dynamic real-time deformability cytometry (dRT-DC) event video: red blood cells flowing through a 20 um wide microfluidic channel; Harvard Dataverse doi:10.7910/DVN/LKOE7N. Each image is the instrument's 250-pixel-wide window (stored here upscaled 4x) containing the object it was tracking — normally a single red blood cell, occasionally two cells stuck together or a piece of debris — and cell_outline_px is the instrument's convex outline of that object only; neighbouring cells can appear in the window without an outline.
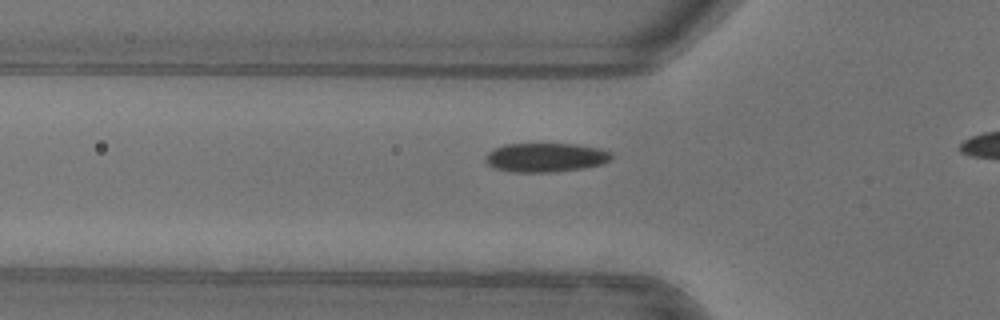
{"species": "common noctule bat (a hibernating species)", "species_latin": "Nyctalus noctula", "temperature_condition": "warm", "stored_images_in_passage": 36, "camera_frame_rate_fps": 3000, "um_per_image_px": 0.085, "animal": {"sex": "female"}, "frame": {"image": 1, "passage_image": 11, "time_ms": 3.333, "image_size_px": [1000, 320], "cell_outline_px": [[612, 160], [604, 164], [584, 168], [552, 172], [512, 172], [492, 168], [484, 160], [484, 156], [492, 148], [504, 144], [576, 144], [600, 148], [612, 152]], "centroid_in_image_um": [46.37, 13.38], "position_along_channel_um": 79.4, "area_um2": 21.73}}